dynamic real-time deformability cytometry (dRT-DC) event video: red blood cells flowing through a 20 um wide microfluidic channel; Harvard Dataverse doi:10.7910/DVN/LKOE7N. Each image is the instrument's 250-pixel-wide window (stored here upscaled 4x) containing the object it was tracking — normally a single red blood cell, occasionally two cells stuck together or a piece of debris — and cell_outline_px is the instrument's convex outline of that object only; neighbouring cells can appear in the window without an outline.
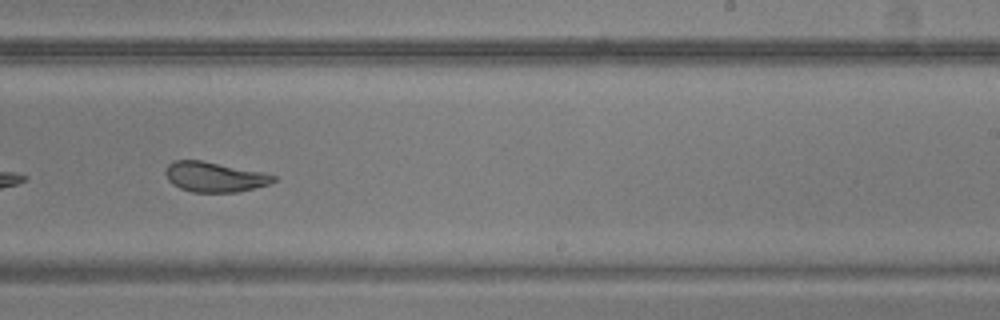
{"species": "common noctule bat (a hibernating species)", "species_latin": "Nyctalus noctula", "temperature_condition": "warm", "stored_images_in_passage": 40, "camera_frame_rate_fps": 3000, "um_per_image_px": 0.085, "animal": {"sex": "male", "body_mass_g": 20.5, "forearm_length_mm": 52.5}, "frame": {"image": 1, "passage_image": 23, "time_ms": 7.333, "image_size_px": [1000, 320], "cell_outline_px": [[276, 180], [268, 184], [236, 192], [192, 192], [180, 188], [172, 184], [168, 180], [164, 172], [168, 164], [176, 160], [200, 160], [264, 172], [276, 176]], "centroid_in_image_um": [18.21, 15.03], "position_along_channel_um": 270.8, "area_um2": 18.79}}